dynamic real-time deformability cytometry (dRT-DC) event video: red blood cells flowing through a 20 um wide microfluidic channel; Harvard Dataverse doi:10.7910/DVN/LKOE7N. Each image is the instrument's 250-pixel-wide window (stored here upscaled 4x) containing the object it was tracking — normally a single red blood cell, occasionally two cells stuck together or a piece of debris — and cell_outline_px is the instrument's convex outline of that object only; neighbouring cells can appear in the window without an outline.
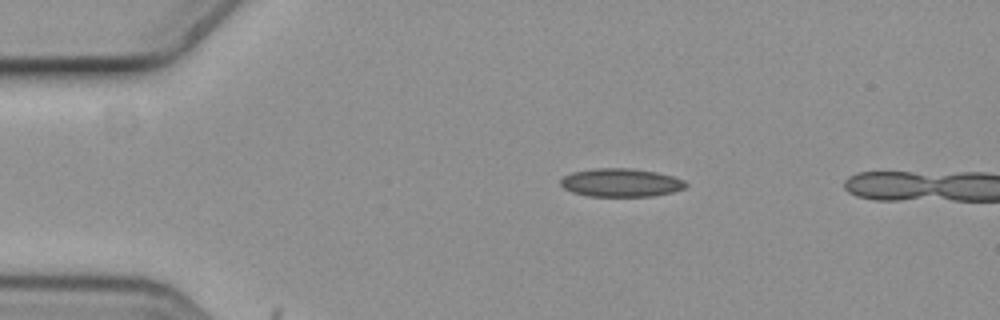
{"species": "common noctule bat (a hibernating species)", "species_latin": "Nyctalus noctula", "temperature_condition": "cold", "stored_images_in_passage": 11, "camera_frame_rate_fps": 3000, "um_per_image_px": 0.085, "animal": {"sex": "female", "body_mass_g": 19.3, "forearm_length_mm": 54.1}, "frame": {"image": 1, "passage_image": 2, "time_ms": 0.333, "image_size_px": [1000, 320], "cell_outline_px": [[688, 184], [684, 188], [672, 192], [652, 196], [588, 196], [572, 192], [564, 188], [560, 184], [560, 180], [564, 176], [572, 172], [596, 168], [632, 168], [656, 172], [672, 176], [684, 180]], "centroid_in_image_um": [52.77, 15.52], "position_along_channel_um": 32.2, "area_um2": 20.63}}
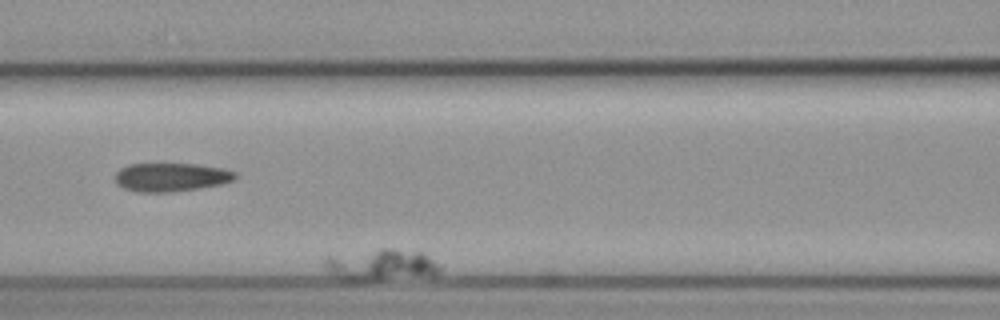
{"frame": {"image": 2, "passage_image": 6, "time_ms": 1.667, "image_size_px": [1000, 320], "cell_outline_px": [[440, 272], [432, 276], [376, 280], [348, 280], [324, 268], [324, 256], [328, 252], [384, 248], [392, 248], [424, 252], [440, 264]], "centroid_in_image_um": [32.36, 22.46], "position_along_channel_um": 134.2, "area_um2": 22.02}}
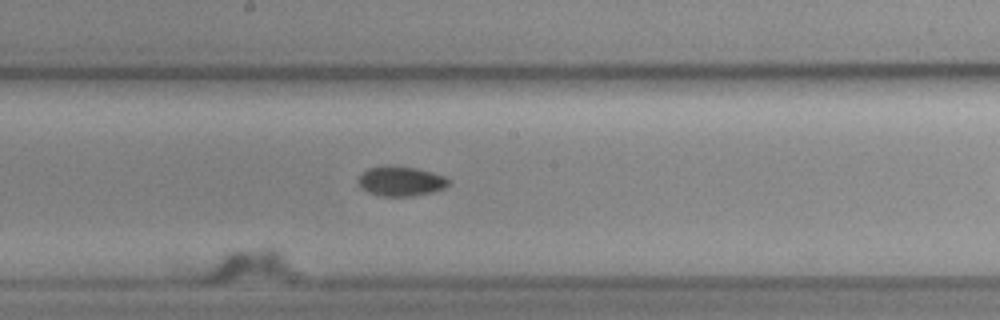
{"frame": {"image": 3, "passage_image": 10, "time_ms": 3.0, "image_size_px": [1000, 320], "cell_outline_px": [[300, 272], [296, 280], [200, 280], [176, 272], [172, 268], [172, 260], [228, 252], [268, 248], [276, 248]], "centroid_in_image_um": [20.28, 22.62], "position_along_channel_um": 227.9, "area_um2": 22.6}}